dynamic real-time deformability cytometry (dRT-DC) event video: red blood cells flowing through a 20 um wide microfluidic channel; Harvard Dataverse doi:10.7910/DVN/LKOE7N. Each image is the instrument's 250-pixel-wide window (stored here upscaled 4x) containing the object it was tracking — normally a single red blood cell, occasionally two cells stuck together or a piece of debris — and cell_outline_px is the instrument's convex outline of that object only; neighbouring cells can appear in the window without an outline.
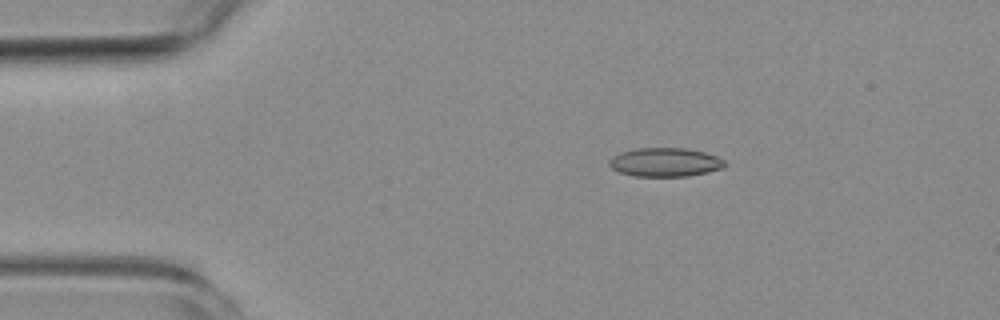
{"species": "common noctule bat (a hibernating species)", "species_latin": "Nyctalus noctula", "temperature_condition": "room temperature", "stored_images_in_passage": 6, "camera_frame_rate_fps": 3000, "um_per_image_px": 0.085, "animal": {"sex": "female", "body_mass_g": 19.3, "forearm_length_mm": 54.1}, "frame": {"image": 1, "passage_image": 3, "time_ms": 2.333, "image_size_px": [1000, 320], "cell_outline_px": [[728, 164], [724, 168], [708, 172], [688, 176], [632, 176], [620, 172], [612, 168], [608, 164], [608, 160], [612, 156], [620, 152], [636, 148], [688, 148], [704, 152], [716, 156], [724, 160]], "centroid_in_image_um": [56.54, 13.79], "position_along_channel_um": 28.5, "area_um2": 19.59}}
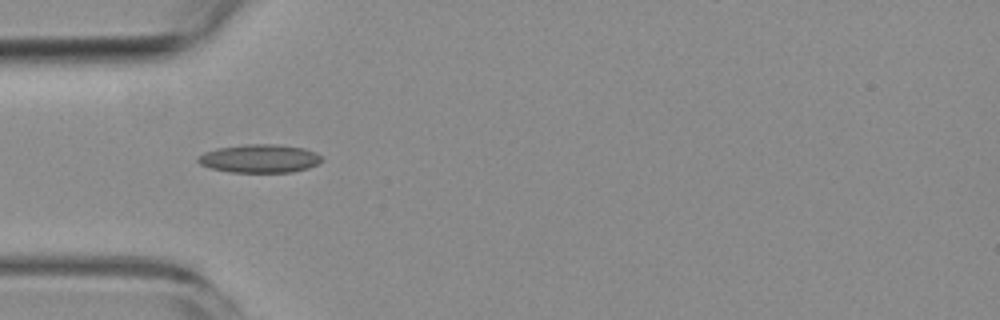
{"frame": {"image": 2, "passage_image": 5, "time_ms": 4.667, "image_size_px": [1000, 320], "cell_outline_px": [[324, 160], [308, 168], [292, 172], [232, 172], [212, 168], [200, 164], [196, 160], [204, 152], [216, 148], [244, 144], [276, 144], [304, 148], [316, 152]], "centroid_in_image_um": [22.08, 13.47], "position_along_channel_um": 62.9, "area_um2": 20.4}}
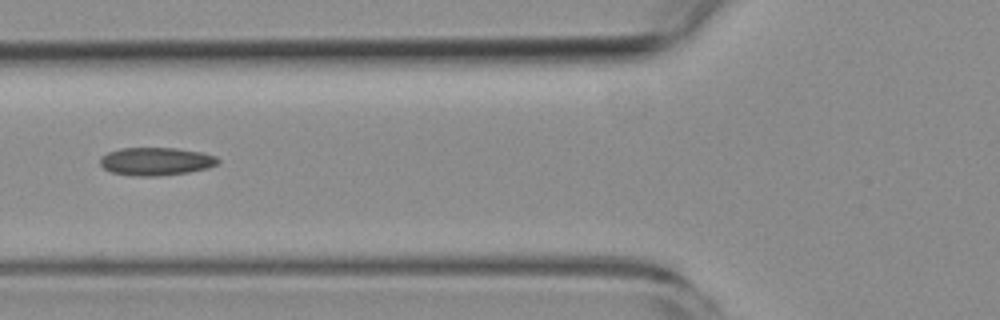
{"frame": {"image": 3, "passage_image": 6, "time_ms": 6.0, "image_size_px": [1000, 320], "cell_outline_px": [[220, 160], [216, 164], [208, 168], [188, 172], [160, 176], [132, 176], [112, 172], [104, 168], [100, 164], [100, 156], [108, 152], [120, 148], [176, 148], [200, 152], [216, 156]], "centroid_in_image_um": [13.24, 13.72], "position_along_channel_um": 112.6, "area_um2": 19.25}}